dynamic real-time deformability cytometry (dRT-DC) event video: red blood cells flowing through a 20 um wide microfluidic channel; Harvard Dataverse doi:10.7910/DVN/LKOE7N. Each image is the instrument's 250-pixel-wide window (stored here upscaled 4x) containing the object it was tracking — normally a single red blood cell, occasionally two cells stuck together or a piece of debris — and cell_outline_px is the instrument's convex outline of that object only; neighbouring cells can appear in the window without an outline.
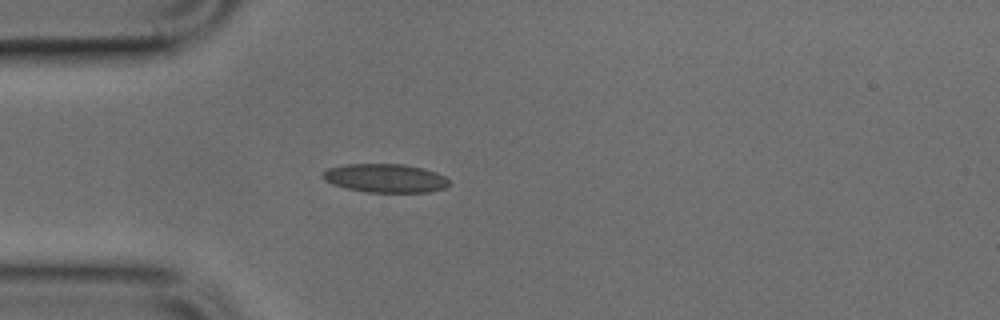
{"species": "common noctule bat (a hibernating species)", "species_latin": "Nyctalus noctula", "temperature_condition": "cold", "stored_images_in_passage": 6, "camera_frame_rate_fps": 3000, "um_per_image_px": 0.085, "animal": {"sex": "male", "body_mass_g": 17.9, "forearm_length_mm": 54.2}, "frame": {"image": 1, "passage_image": 1, "time_ms": 0.0, "image_size_px": [1000, 320], "cell_outline_px": [[452, 184], [444, 188], [428, 192], [368, 192], [348, 188], [332, 184], [324, 180], [320, 176], [320, 172], [328, 168], [344, 164], [404, 164], [424, 168], [436, 172], [444, 176]], "centroid_in_image_um": [32.73, 15.13], "position_along_channel_um": 52.3, "area_um2": 21.27}}